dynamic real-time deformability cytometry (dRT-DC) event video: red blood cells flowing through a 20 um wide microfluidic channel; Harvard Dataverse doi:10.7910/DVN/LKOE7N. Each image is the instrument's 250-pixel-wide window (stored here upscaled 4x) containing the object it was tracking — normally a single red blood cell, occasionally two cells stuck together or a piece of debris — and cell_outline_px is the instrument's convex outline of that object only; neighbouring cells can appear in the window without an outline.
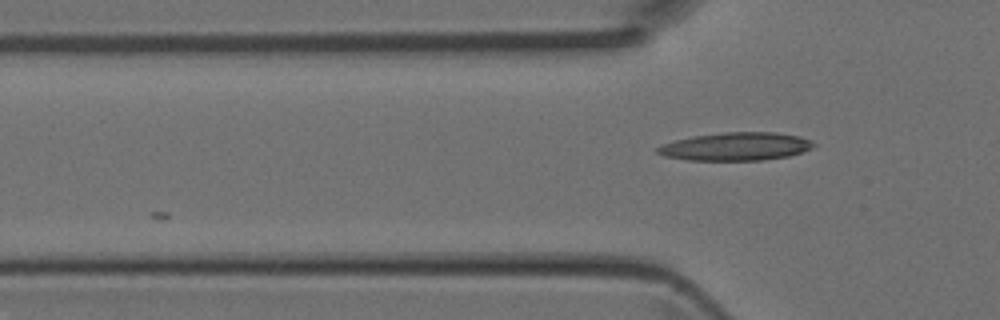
{"species": "Egyptian fruit bat (a non-hibernating species)", "species_latin": "Rousettus aegyptiacus", "temperature_condition": "room temperature", "stored_images_in_passage": 4, "camera_frame_rate_fps": 3000, "um_per_image_px": 0.085, "animal": {"sex": "female"}, "frame": {"image": 1, "passage_image": 2, "time_ms": 0.333, "image_size_px": [1000, 320], "cell_outline_px": [[816, 144], [812, 148], [788, 156], [760, 160], [688, 160], [664, 156], [656, 152], [656, 148], [660, 144], [692, 136], [724, 132], [776, 132], [800, 136], [812, 140]], "centroid_in_image_um": [62.53, 12.44], "position_along_channel_um": 63.3, "area_um2": 25.61}}
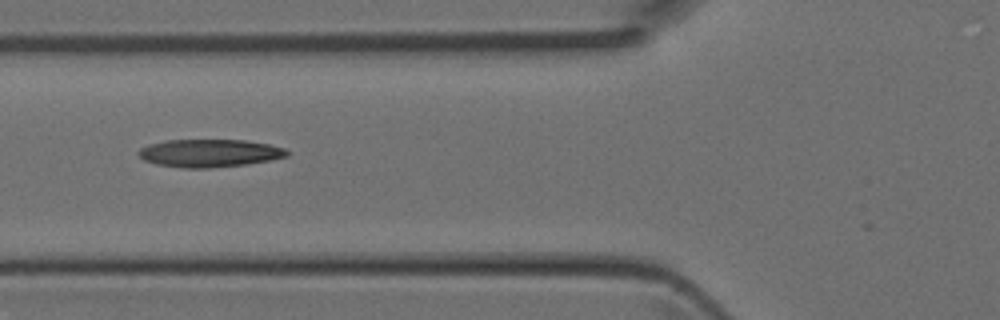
{"frame": {"image": 2, "passage_image": 3, "time_ms": 0.667, "image_size_px": [1000, 320], "cell_outline_px": [[288, 156], [272, 160], [244, 164], [208, 168], [184, 168], [156, 164], [144, 160], [136, 152], [140, 148], [148, 144], [164, 140], [244, 140], [268, 144], [284, 148], [288, 152]], "centroid_in_image_um": [17.77, 13.01], "position_along_channel_um": 108.0, "area_um2": 24.04}}